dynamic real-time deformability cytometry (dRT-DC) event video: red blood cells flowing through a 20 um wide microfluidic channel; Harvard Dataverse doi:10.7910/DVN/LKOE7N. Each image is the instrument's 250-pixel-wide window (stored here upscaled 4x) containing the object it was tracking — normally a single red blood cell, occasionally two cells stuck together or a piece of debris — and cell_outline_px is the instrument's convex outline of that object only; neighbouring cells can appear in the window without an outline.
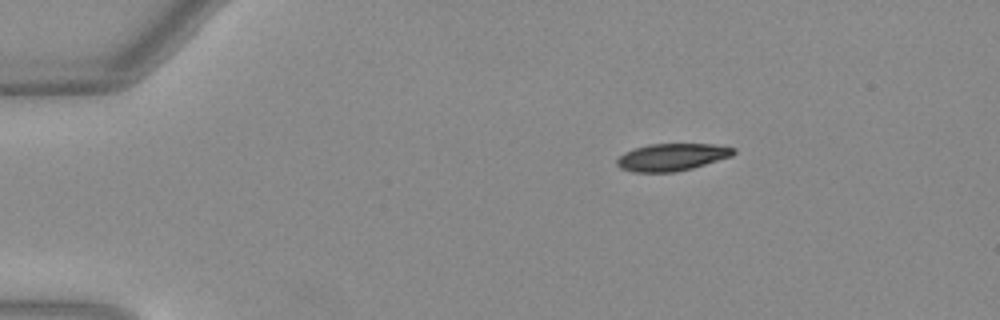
{"species": "Egyptian fruit bat (a non-hibernating species)", "species_latin": "Rousettus aegyptiacus", "temperature_condition": "warm", "stored_images_in_passage": 42, "camera_frame_rate_fps": 3000, "um_per_image_px": 0.085, "animal": {"sex": "female"}, "frame": {"image": 1, "passage_image": 1, "time_ms": 0.0, "image_size_px": [1000, 320], "cell_outline_px": [[736, 152], [732, 156], [692, 168], [676, 172], [632, 172], [620, 168], [616, 164], [616, 160], [624, 152], [648, 144], [712, 144], [736, 148]], "centroid_in_image_um": [57.1, 13.36], "position_along_channel_um": 27.9, "area_um2": 18.55}}
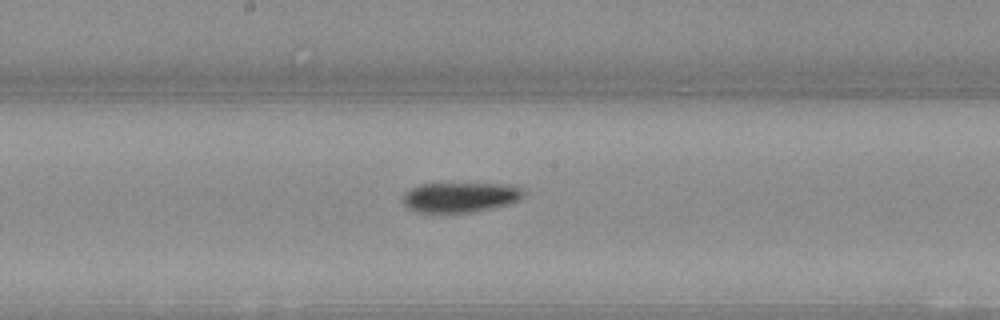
{"frame": {"image": 2, "passage_image": 20, "time_ms": 6.333, "image_size_px": [1000, 320], "cell_outline_px": [[524, 196], [520, 200], [508, 204], [472, 212], [416, 212], [408, 208], [404, 204], [404, 192], [420, 184], [512, 184], [520, 188], [524, 192]], "centroid_in_image_um": [39.13, 16.76], "position_along_channel_um": 209.1, "area_um2": 20.92}}
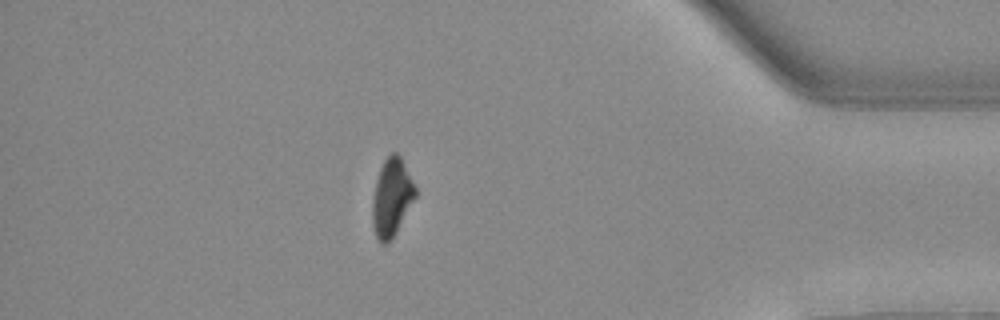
{"frame": {"image": 3, "passage_image": 37, "time_ms": 12.0, "image_size_px": [1000, 320], "cell_outline_px": [[416, 196], [396, 232], [384, 244], [380, 244], [376, 236], [372, 224], [372, 196], [376, 180], [380, 168], [384, 160], [392, 152], [396, 152], [400, 156], [416, 188]], "centroid_in_image_um": [33.27, 16.77], "position_along_channel_um": 401.9, "area_um2": 19.25}}